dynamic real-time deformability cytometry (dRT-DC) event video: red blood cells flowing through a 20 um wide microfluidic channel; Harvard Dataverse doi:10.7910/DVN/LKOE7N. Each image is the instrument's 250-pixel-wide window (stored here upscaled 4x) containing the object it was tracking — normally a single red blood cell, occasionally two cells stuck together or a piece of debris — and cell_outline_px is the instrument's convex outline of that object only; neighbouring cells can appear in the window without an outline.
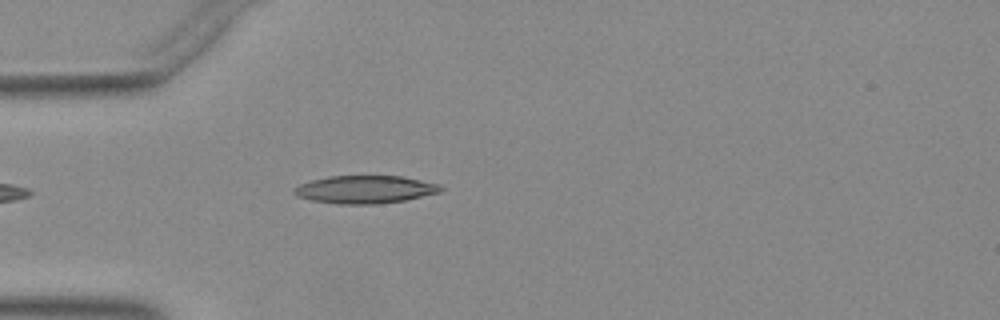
{"species": "Egyptian fruit bat (a non-hibernating species)", "species_latin": "Rousettus aegyptiacus", "temperature_condition": "warm", "stored_images_in_passage": 5, "camera_frame_rate_fps": 3000, "um_per_image_px": 0.085, "animal": {"sex": "female"}, "frame": {"image": 1, "passage_image": 1, "time_ms": 0.0, "image_size_px": [1000, 320], "cell_outline_px": [[444, 188], [440, 192], [404, 200], [376, 204], [340, 204], [312, 200], [300, 196], [292, 192], [300, 184], [312, 180], [328, 176], [404, 176], [440, 184]], "centroid_in_image_um": [31.08, 16.09], "position_along_channel_um": 53.9, "area_um2": 23.58}}
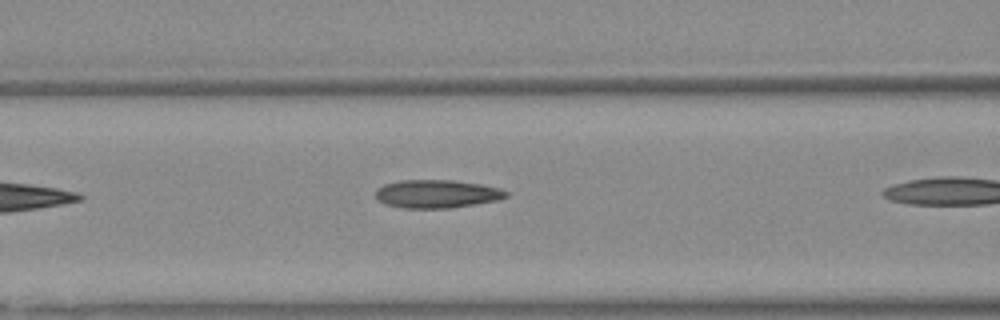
{"frame": {"image": 2, "passage_image": 4, "time_ms": 1.0, "image_size_px": [1000, 320], "cell_outline_px": [[508, 196], [500, 200], [452, 208], [404, 208], [388, 204], [380, 200], [376, 196], [376, 188], [384, 184], [400, 180], [452, 180], [480, 184], [500, 188], [508, 192]], "centroid_in_image_um": [37.17, 16.48], "position_along_channel_um": 129.4, "area_um2": 21.44}}